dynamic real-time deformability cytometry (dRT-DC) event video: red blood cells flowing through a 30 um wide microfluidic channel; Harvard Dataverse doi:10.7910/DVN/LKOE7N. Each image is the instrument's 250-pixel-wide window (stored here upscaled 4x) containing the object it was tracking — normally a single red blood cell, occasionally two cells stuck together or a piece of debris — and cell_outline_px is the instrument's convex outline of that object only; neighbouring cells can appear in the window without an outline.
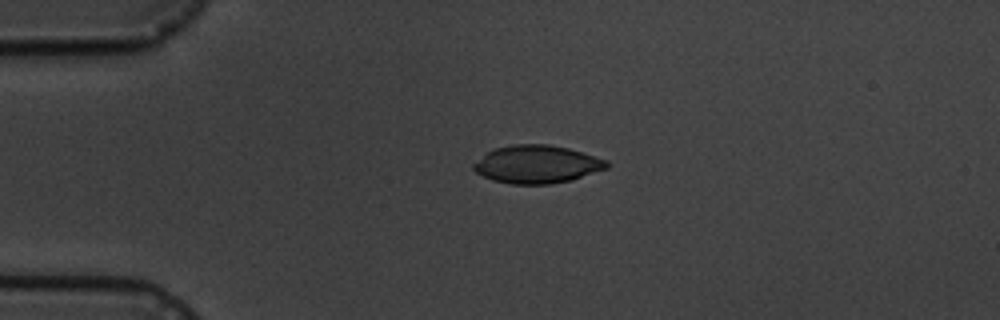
{"species": "common noctule bat (a hibernating species)", "species_latin": "Nyctalus noctula", "temperature_condition": "cold", "stored_images_in_passage": 3, "camera_frame_rate_fps": 3000, "um_per_image_px": 0.085, "animal": {"sex": "male", "body_mass_g": 19.5, "forearm_length_mm": 54.6}, "frame": {"image": 1, "passage_image": 3, "time_ms": 2.333, "image_size_px": [1000, 320], "cell_outline_px": [[608, 168], [572, 180], [552, 184], [512, 184], [492, 180], [476, 172], [472, 168], [472, 164], [488, 152], [496, 148], [512, 144], [548, 144], [568, 148], [608, 160]], "centroid_in_image_um": [45.65, 13.97], "position_along_channel_um": 39.4, "area_um2": 29.42}}